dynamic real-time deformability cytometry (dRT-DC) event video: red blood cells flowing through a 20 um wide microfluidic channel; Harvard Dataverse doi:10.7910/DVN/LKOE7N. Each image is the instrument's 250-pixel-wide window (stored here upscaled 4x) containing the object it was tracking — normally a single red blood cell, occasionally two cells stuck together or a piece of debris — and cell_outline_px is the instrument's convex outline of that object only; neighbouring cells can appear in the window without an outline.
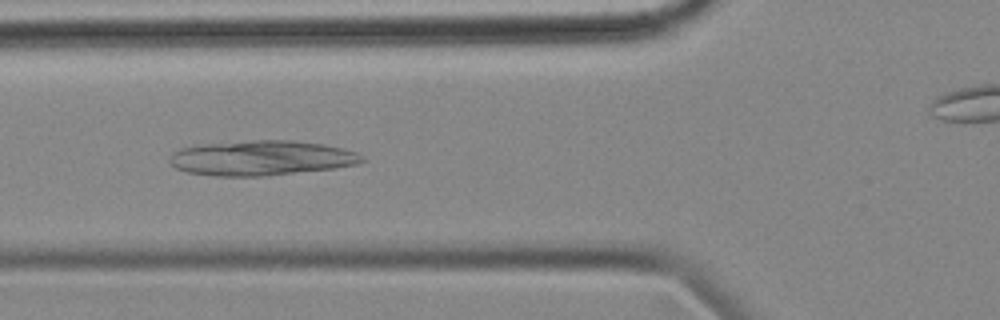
{"species": "common noctule bat (a hibernating species)", "species_latin": "Nyctalus noctula", "temperature_condition": "cold", "stored_images_in_passage": 50, "camera_frame_rate_fps": 3000, "um_per_image_px": 0.085, "animal": {"sex": "female", "body_mass_g": 18.4}, "frame": {"image": 1, "passage_image": 17, "time_ms": 5.333, "image_size_px": [1000, 320], "cell_outline_px": [[368, 160], [356, 164], [332, 168], [264, 176], [216, 176], [188, 172], [176, 168], [168, 160], [172, 152], [180, 148], [200, 144], [252, 140], [292, 140], [324, 144], [344, 148], [356, 152]], "centroid_in_image_um": [22.21, 13.42], "position_along_channel_um": 103.6, "area_um2": 39.25}}
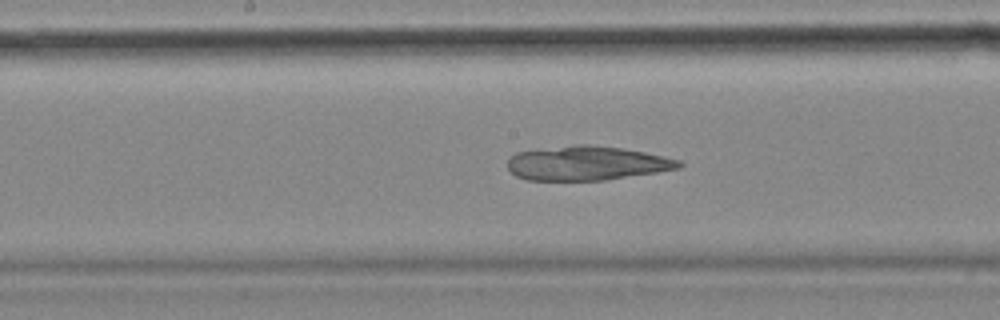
{"frame": {"image": 2, "passage_image": 25, "time_ms": 8.0, "image_size_px": [1000, 320], "cell_outline_px": [[684, 164], [680, 168], [656, 172], [604, 180], [528, 180], [516, 176], [508, 168], [508, 160], [516, 152], [572, 144], [592, 144], [620, 148], [644, 152], [680, 160]], "centroid_in_image_um": [49.87, 13.86], "position_along_channel_um": 198.3, "area_um2": 34.1}}
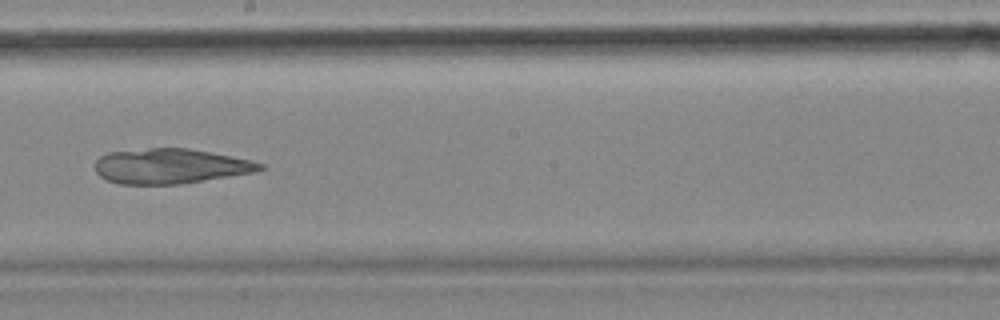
{"frame": {"image": 3, "passage_image": 28, "time_ms": 9.0, "image_size_px": [1000, 320], "cell_outline_px": [[264, 168], [256, 172], [180, 184], [120, 184], [108, 180], [100, 176], [96, 172], [96, 160], [100, 156], [108, 152], [148, 148], [188, 148], [252, 160], [264, 164]], "centroid_in_image_um": [14.49, 14.12], "position_along_channel_um": 233.7, "area_um2": 33.58}}